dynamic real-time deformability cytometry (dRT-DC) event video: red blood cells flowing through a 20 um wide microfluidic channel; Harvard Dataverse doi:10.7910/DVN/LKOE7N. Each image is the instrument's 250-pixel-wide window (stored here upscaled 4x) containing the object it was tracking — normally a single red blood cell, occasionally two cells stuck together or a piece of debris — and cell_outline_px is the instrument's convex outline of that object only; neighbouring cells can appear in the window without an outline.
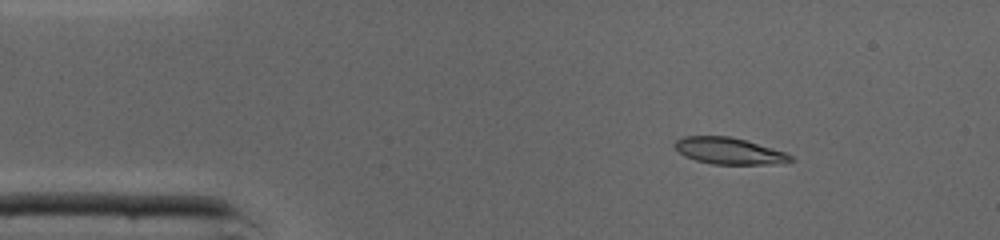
{"species": "common noctule bat (a hibernating species)", "species_latin": "Nyctalus noctula", "temperature_condition": "cold", "stored_images_in_passage": 45, "camera_frame_rate_fps": 3000, "um_per_image_px": 0.085, "animal": {"sex": "male", "body_mass_g": 19.0, "forearm_length_mm": 50.8}, "frame": {"image": 1, "passage_image": 6, "time_ms": 1.667, "image_size_px": [1000, 240], "cell_outline_px": [[796, 160], [784, 164], [712, 164], [696, 160], [684, 156], [672, 144], [676, 140], [684, 136], [732, 136], [772, 148], [784, 152], [792, 156]], "centroid_in_image_um": [61.99, 12.83], "position_along_channel_um": 23.0, "area_um2": 18.03}}
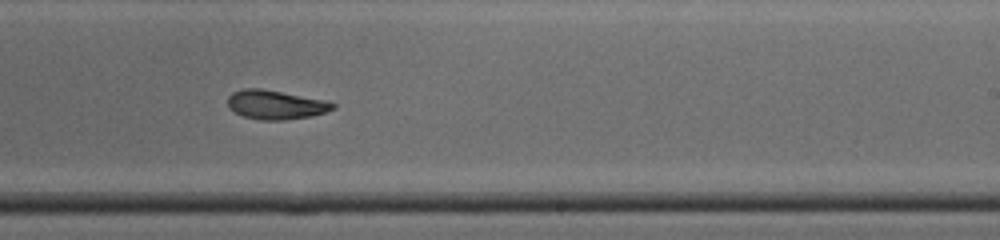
{"frame": {"image": 2, "passage_image": 27, "time_ms": 8.667, "image_size_px": [1000, 240], "cell_outline_px": [[336, 108], [312, 116], [284, 120], [260, 120], [244, 116], [228, 108], [228, 96], [232, 92], [244, 88], [260, 88], [324, 100], [336, 104]], "centroid_in_image_um": [23.41, 8.9], "position_along_channel_um": 265.6, "area_um2": 17.69}}
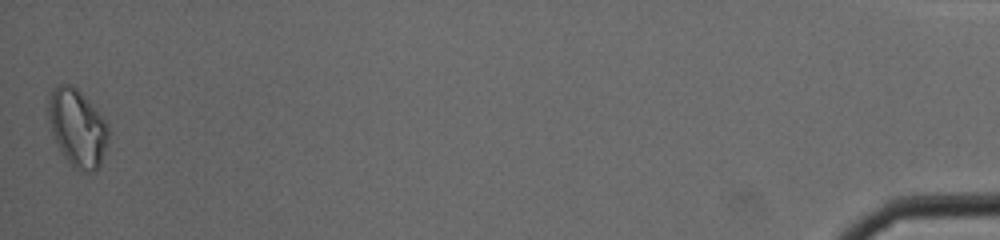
{"frame": {"image": 3, "passage_image": 45, "time_ms": 14.667, "image_size_px": [1000, 240], "cell_outline_px": [[108, 140], [100, 168], [92, 172], [80, 172], [64, 156], [52, 136], [48, 116], [48, 100], [52, 88], [60, 84], [68, 84], [76, 88], [88, 100], [104, 120], [108, 128]], "centroid_in_image_um": [6.56, 10.89], "position_along_channel_um": 428.6, "area_um2": 26.93}, "authors_computed_cell_mechanics": {"area_um2": 18.207, "velocity_mm_per_s": 4.3622, "shape_relaxation_time_tau1_ms": null, "shape_relaxation_time_tau2_ms": 4.4161, "deformation_change_tau1": null, "deformation_change_tau2": 0.1042}}